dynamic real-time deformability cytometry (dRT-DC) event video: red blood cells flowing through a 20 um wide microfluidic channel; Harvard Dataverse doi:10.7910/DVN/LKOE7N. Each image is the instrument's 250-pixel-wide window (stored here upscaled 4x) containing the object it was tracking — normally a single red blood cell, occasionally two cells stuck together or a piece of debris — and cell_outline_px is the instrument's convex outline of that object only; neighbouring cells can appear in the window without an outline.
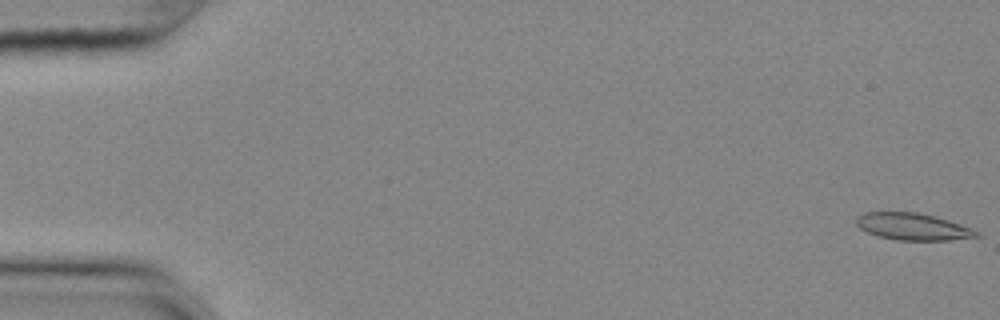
{"species": "common noctule bat (a hibernating species)", "species_latin": "Nyctalus noctula", "temperature_condition": "cold", "stored_images_in_passage": 56, "camera_frame_rate_fps": 3000, "um_per_image_px": 0.085, "animal": {"sex": "female", "body_mass_g": 25.1}, "frame": {"image": 1, "passage_image": 1, "time_ms": 0.0, "image_size_px": [1000, 320], "cell_outline_px": [[980, 236], [948, 240], [896, 240], [876, 236], [860, 228], [856, 224], [856, 216], [864, 212], [916, 212], [948, 220], [972, 228], [980, 232]], "centroid_in_image_um": [77.56, 19.26], "position_along_channel_um": 7.4, "area_um2": 18.84}}
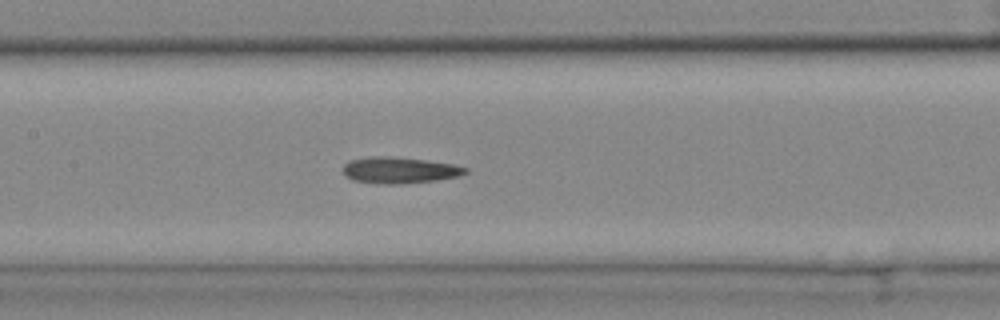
{"frame": {"image": 2, "passage_image": 27, "time_ms": 8.667, "image_size_px": [1000, 320], "cell_outline_px": [[468, 172], [460, 176], [436, 180], [396, 184], [384, 184], [352, 180], [344, 172], [344, 164], [348, 160], [372, 156], [388, 156], [424, 160], [452, 164], [468, 168]], "centroid_in_image_um": [33.96, 14.46], "position_along_channel_um": 173.4, "area_um2": 18.55}}
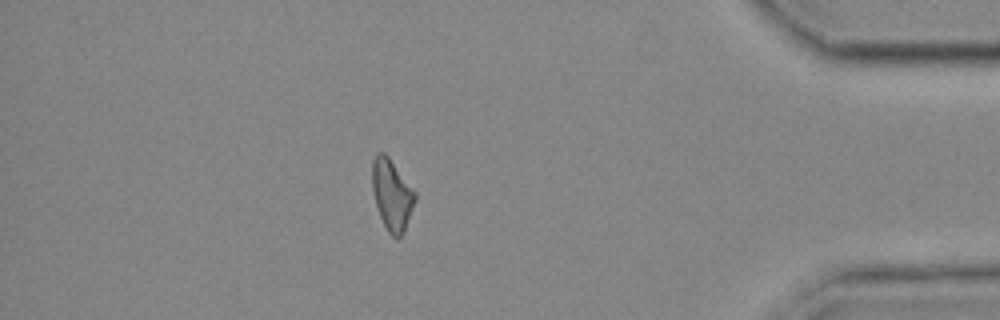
{"frame": {"image": 3, "passage_image": 49, "time_ms": 16.0, "image_size_px": [1000, 320], "cell_outline_px": [[416, 200], [404, 232], [396, 240], [388, 232], [380, 216], [376, 204], [372, 188], [372, 160], [376, 152], [384, 152], [388, 156], [416, 192]], "centroid_in_image_um": [33.31, 16.54], "position_along_channel_um": 401.9, "area_um2": 17.74}}